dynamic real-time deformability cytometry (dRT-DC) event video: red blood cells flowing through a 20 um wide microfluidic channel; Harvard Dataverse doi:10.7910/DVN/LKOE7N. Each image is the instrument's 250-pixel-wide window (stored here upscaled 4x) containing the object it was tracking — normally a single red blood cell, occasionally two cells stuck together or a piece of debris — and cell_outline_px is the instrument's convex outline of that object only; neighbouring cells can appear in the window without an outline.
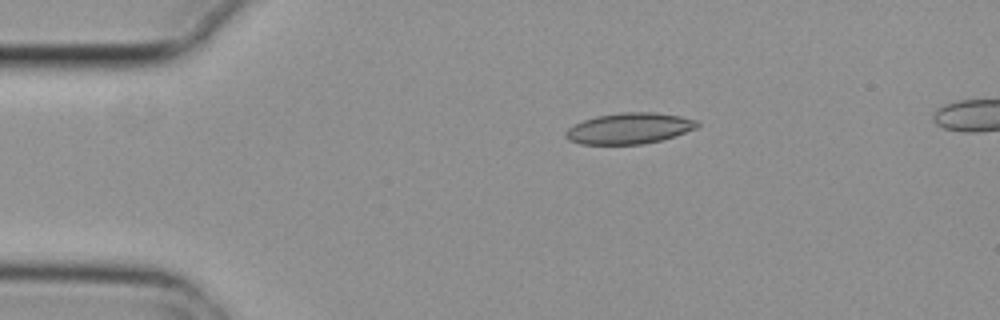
{"species": "common noctule bat (a hibernating species)", "species_latin": "Nyctalus noctula", "temperature_condition": "cold", "stored_images_in_passage": 6, "camera_frame_rate_fps": 3000, "um_per_image_px": 0.085, "animal": {"sex": "female", "body_mass_g": 29.2, "forearm_length_mm": 56.3}, "frame": {"image": 1, "passage_image": 2, "time_ms": 0.333, "image_size_px": [1000, 320], "cell_outline_px": [[700, 124], [696, 128], [660, 140], [644, 144], [580, 144], [568, 140], [564, 136], [564, 132], [568, 128], [584, 120], [596, 116], [620, 112], [656, 112], [680, 116], [700, 120]], "centroid_in_image_um": [53.48, 10.9], "position_along_channel_um": 31.5, "area_um2": 23.76}}
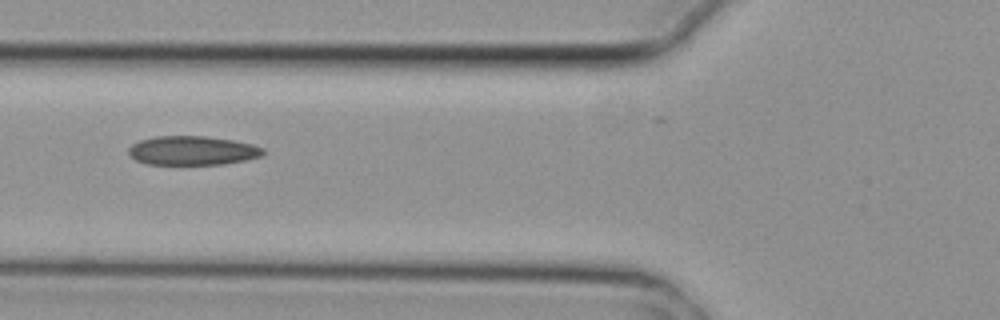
{"frame": {"image": 2, "passage_image": 5, "time_ms": 1.333, "image_size_px": [1000, 320], "cell_outline_px": [[268, 152], [260, 156], [244, 160], [224, 164], [148, 164], [136, 160], [128, 152], [128, 148], [132, 144], [140, 140], [156, 136], [204, 136], [232, 140], [252, 144], [264, 148]], "centroid_in_image_um": [16.37, 12.79], "position_along_channel_um": 109.4, "area_um2": 22.72}}
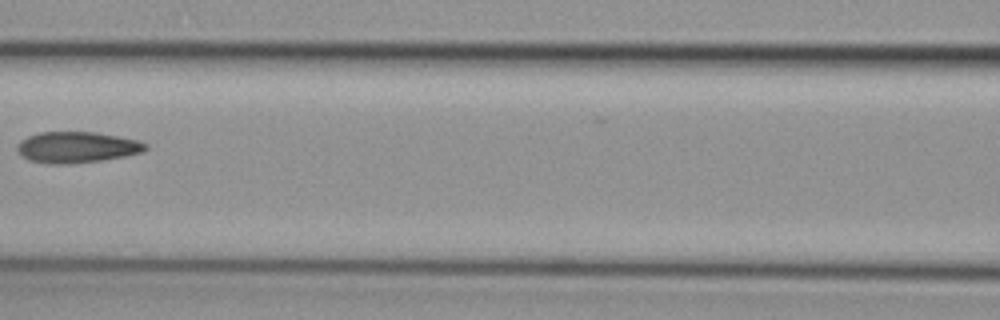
{"frame": {"image": 3, "passage_image": 6, "time_ms": 1.667, "image_size_px": [1000, 320], "cell_outline_px": [[148, 148], [144, 152], [104, 160], [68, 164], [52, 164], [28, 160], [20, 156], [16, 148], [16, 144], [20, 140], [28, 136], [40, 132], [96, 132], [140, 140], [148, 144]], "centroid_in_image_um": [6.53, 12.52], "position_along_channel_um": 160.1, "area_um2": 23.58}}